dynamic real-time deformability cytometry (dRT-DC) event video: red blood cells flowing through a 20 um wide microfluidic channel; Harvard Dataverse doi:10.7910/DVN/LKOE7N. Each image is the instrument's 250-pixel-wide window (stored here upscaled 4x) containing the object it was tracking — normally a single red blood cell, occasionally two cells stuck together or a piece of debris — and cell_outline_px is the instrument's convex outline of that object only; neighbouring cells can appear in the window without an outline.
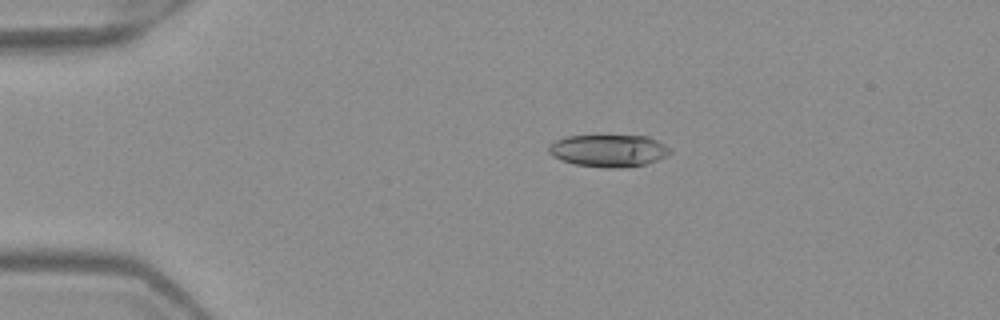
{"species": "Egyptian fruit bat (a non-hibernating species)", "species_latin": "Rousettus aegyptiacus", "temperature_condition": "warm", "stored_images_in_passage": 4, "camera_frame_rate_fps": 3000, "um_per_image_px": 0.085, "frame": {"image": 1, "passage_image": 1, "time_ms": 0.0, "image_size_px": [1000, 320], "cell_outline_px": [[672, 152], [668, 156], [644, 164], [624, 168], [604, 168], [576, 164], [560, 160], [552, 156], [548, 152], [548, 144], [564, 136], [648, 136], [672, 148]], "centroid_in_image_um": [51.73, 12.81], "position_along_channel_um": 33.3, "area_um2": 23.0}}
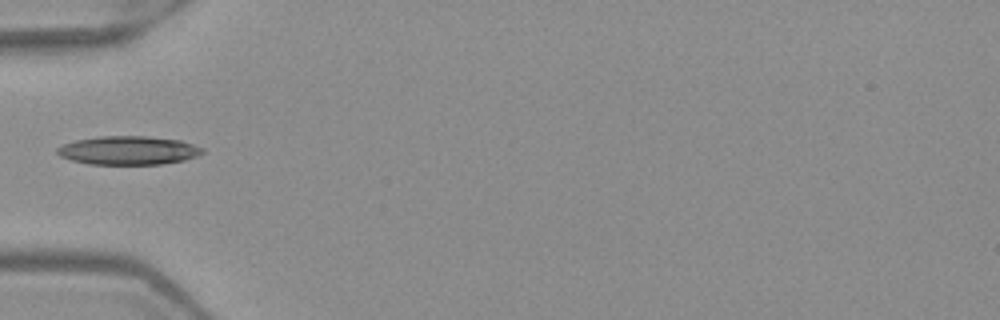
{"frame": {"image": 2, "passage_image": 3, "time_ms": 0.667, "image_size_px": [1000, 320], "cell_outline_px": [[204, 152], [200, 156], [184, 160], [160, 164], [88, 164], [72, 160], [60, 156], [56, 152], [56, 148], [64, 144], [76, 140], [100, 136], [144, 136], [180, 140], [204, 148]], "centroid_in_image_um": [10.93, 12.78], "position_along_channel_um": 74.1, "area_um2": 24.22}}
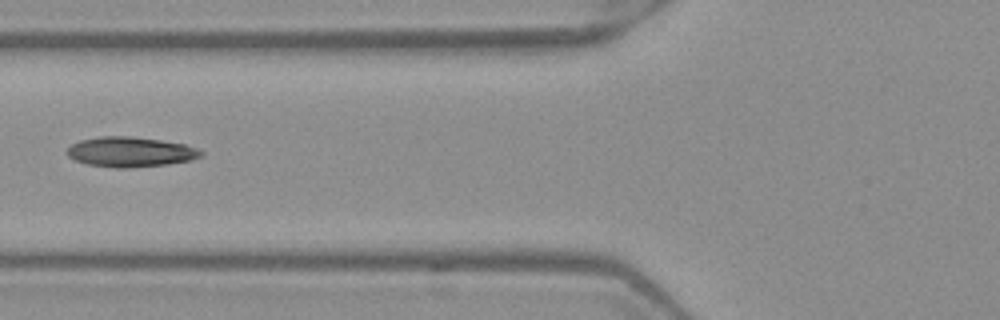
{"frame": {"image": 3, "passage_image": 4, "time_ms": 1.0, "image_size_px": [1000, 320], "cell_outline_px": [[204, 156], [192, 160], [168, 164], [124, 168], [112, 168], [88, 164], [76, 160], [68, 156], [64, 152], [72, 144], [80, 140], [100, 136], [132, 136], [160, 140], [184, 144], [196, 148], [204, 152]], "centroid_in_image_um": [11.09, 12.91], "position_along_channel_um": 114.7, "area_um2": 23.52}}